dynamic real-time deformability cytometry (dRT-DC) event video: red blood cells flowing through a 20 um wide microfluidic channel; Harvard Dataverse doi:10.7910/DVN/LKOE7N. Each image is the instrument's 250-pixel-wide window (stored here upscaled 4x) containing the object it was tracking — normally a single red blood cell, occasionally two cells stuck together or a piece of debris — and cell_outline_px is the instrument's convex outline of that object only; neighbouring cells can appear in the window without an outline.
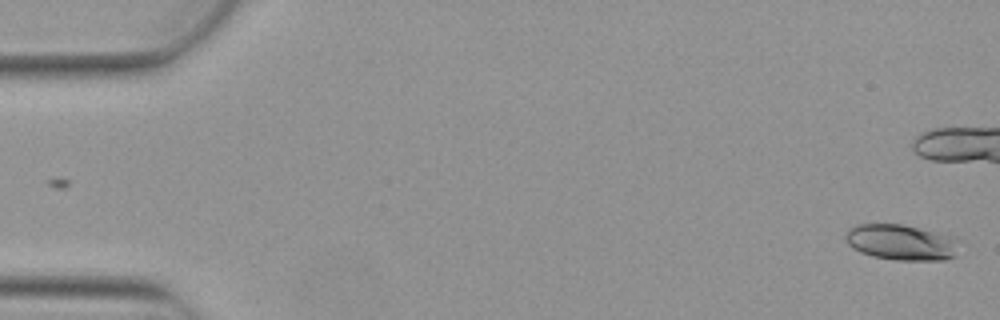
{"species": "Egyptian fruit bat (a non-hibernating species)", "species_latin": "Rousettus aegyptiacus", "temperature_condition": "warm", "stored_images_in_passage": 2, "camera_frame_rate_fps": 3000, "um_per_image_px": 0.085, "animal": {"sex": "female"}, "frame": {"image": 1, "passage_image": 2, "time_ms": 0.333, "image_size_px": [1000, 320], "cell_outline_px": [[960, 240], [956, 256], [944, 260], [896, 260], [872, 256], [860, 252], [852, 248], [844, 240], [844, 236], [848, 228], [856, 224], [900, 224], [956, 236]], "centroid_in_image_um": [76.62, 20.59], "position_along_channel_um": 8.4, "area_um2": 24.1}}